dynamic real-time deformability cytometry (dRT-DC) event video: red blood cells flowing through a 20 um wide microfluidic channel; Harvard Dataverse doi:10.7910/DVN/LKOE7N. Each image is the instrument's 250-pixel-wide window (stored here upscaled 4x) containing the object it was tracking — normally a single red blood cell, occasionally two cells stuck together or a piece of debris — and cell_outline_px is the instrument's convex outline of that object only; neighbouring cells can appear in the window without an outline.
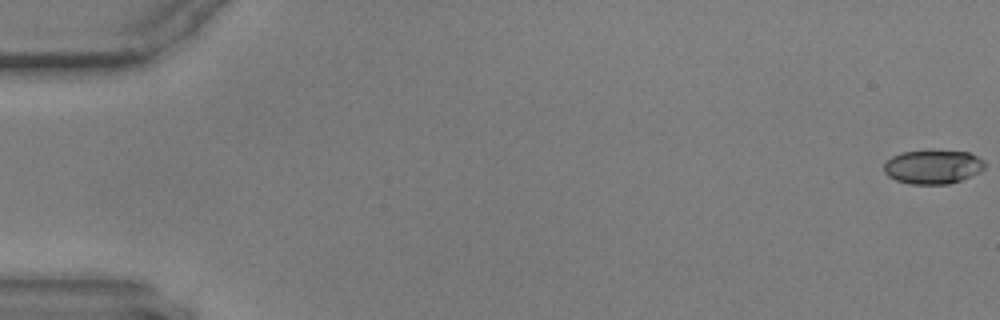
{"species": "common noctule bat (a hibernating species)", "species_latin": "Nyctalus noctula", "temperature_condition": "warm", "stored_images_in_passage": 59, "camera_frame_rate_fps": 3000, "um_per_image_px": 0.085, "animal": {"sex": "male", "body_mass_g": 17.9, "forearm_length_mm": 54.2}, "frame": {"image": 1, "passage_image": 1, "time_ms": 0.0, "image_size_px": [1000, 320], "cell_outline_px": [[984, 168], [980, 172], [972, 176], [948, 184], [912, 184], [896, 180], [888, 176], [884, 172], [884, 164], [892, 156], [900, 152], [928, 148], [932, 148], [968, 152], [984, 160]], "centroid_in_image_um": [79.29, 14.14], "position_along_channel_um": 5.7, "area_um2": 20.58}}
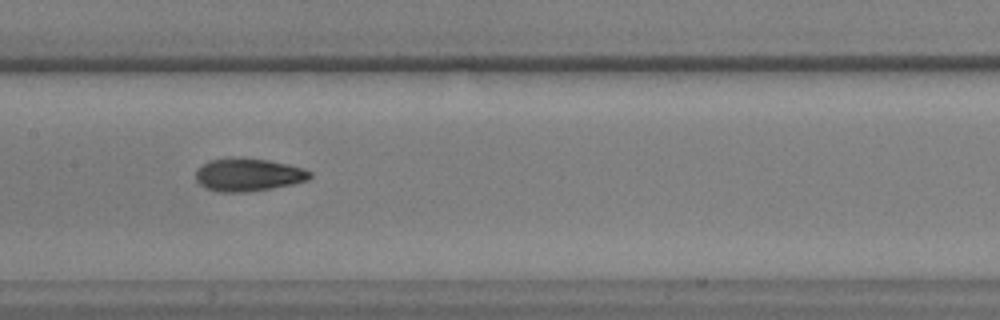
{"frame": {"image": 2, "passage_image": 30, "time_ms": 9.667, "image_size_px": [1000, 320], "cell_outline_px": [[312, 176], [308, 180], [292, 184], [272, 188], [248, 192], [220, 192], [208, 188], [200, 184], [196, 180], [196, 172], [208, 160], [236, 156], [268, 160], [288, 164], [304, 168], [312, 172]], "centroid_in_image_um": [21.13, 14.84], "position_along_channel_um": 186.3, "area_um2": 22.02}}
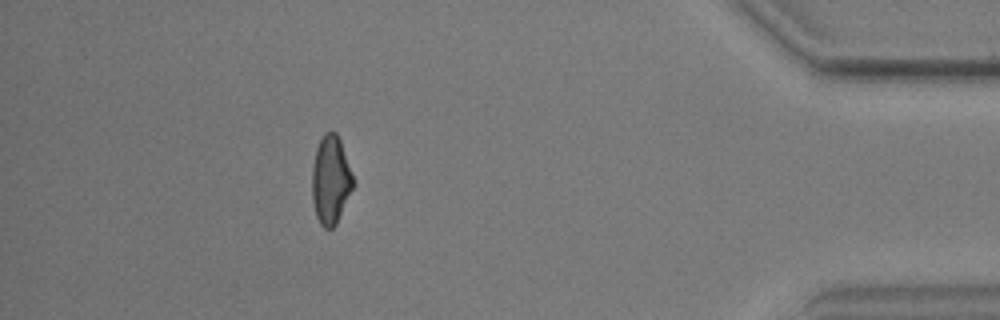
{"frame": {"image": 3, "passage_image": 53, "time_ms": 17.333, "image_size_px": [1000, 320], "cell_outline_px": [[356, 184], [336, 224], [332, 228], [324, 228], [320, 224], [316, 216], [312, 200], [312, 168], [316, 148], [324, 132], [336, 132], [340, 140]], "centroid_in_image_um": [28.12, 15.31], "position_along_channel_um": 407.1, "area_um2": 21.33}}